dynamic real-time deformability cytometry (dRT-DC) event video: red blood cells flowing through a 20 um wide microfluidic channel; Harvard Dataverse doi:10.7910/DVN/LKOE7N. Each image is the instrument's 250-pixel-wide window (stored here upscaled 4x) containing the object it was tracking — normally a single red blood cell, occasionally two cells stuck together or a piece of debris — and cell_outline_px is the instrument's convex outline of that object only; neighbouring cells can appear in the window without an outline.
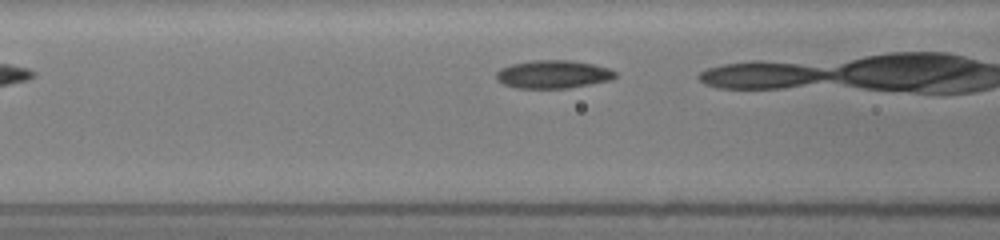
{"species": "common noctule bat (a hibernating species)", "species_latin": "Nyctalus noctula", "temperature_condition": "room temperature", "stored_images_in_passage": 11, "camera_frame_rate_fps": 3000, "um_per_image_px": 0.085, "animal": {"sex": "female", "body_mass_g": 19.5, "forearm_length_mm": 54.1}, "frame": {"image": 1, "passage_image": 4, "time_ms": 1.0, "image_size_px": [1000, 240], "cell_outline_px": [[616, 76], [612, 80], [568, 88], [516, 88], [504, 84], [496, 80], [496, 72], [500, 68], [512, 64], [532, 60], [568, 60], [592, 64], [608, 68], [616, 72]], "centroid_in_image_um": [46.99, 6.32], "position_along_channel_um": 119.6, "area_um2": 19.48}}